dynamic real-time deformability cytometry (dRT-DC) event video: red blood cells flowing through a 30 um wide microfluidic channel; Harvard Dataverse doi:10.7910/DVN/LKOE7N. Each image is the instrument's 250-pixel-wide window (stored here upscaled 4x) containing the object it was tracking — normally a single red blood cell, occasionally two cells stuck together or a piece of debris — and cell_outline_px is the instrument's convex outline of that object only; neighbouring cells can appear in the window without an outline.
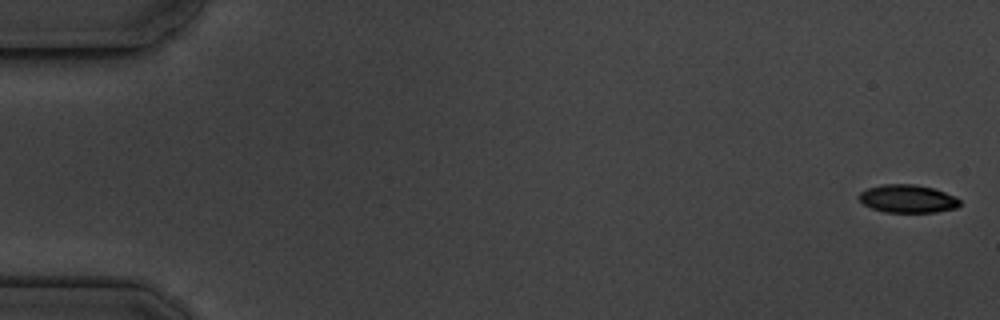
{"species": "common noctule bat (a hibernating species)", "species_latin": "Nyctalus noctula", "temperature_condition": "cold", "stored_images_in_passage": 17, "camera_frame_rate_fps": 3000, "um_per_image_px": 0.085, "animal": {"sex": "male", "body_mass_g": 19.5, "forearm_length_mm": 54.6}, "frame": {"image": 1, "passage_image": 1, "time_ms": 0.0, "image_size_px": [1000, 320], "cell_outline_px": [[960, 204], [956, 208], [936, 212], [884, 212], [872, 208], [864, 204], [856, 196], [860, 192], [868, 188], [880, 184], [916, 184], [932, 188], [956, 196], [960, 200]], "centroid_in_image_um": [77.14, 16.89], "position_along_channel_um": 7.9, "area_um2": 16.53}}
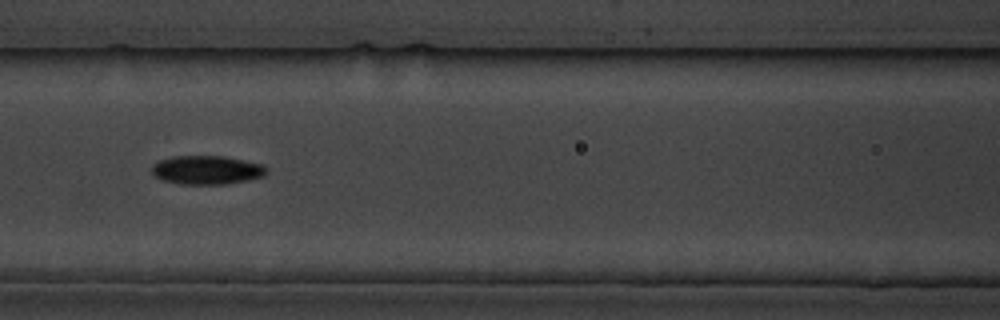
{"frame": {"image": 2, "passage_image": 8, "time_ms": 8.0, "image_size_px": [1000, 320], "cell_outline_px": [[268, 172], [264, 176], [248, 180], [224, 184], [180, 184], [164, 180], [156, 176], [152, 172], [152, 164], [160, 160], [172, 156], [224, 156], [264, 164], [268, 168]], "centroid_in_image_um": [17.62, 14.44], "position_along_channel_um": 149.0, "area_um2": 19.31}}
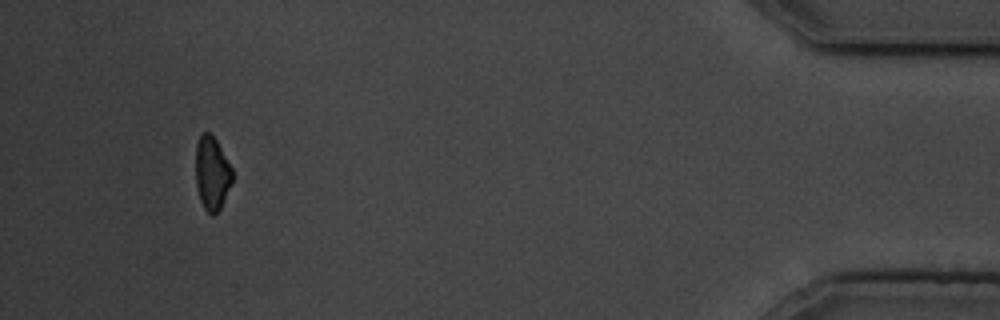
{"frame": {"image": 3, "passage_image": 16, "time_ms": 17.333, "image_size_px": [1000, 320], "cell_outline_px": [[232, 184], [220, 208], [212, 216], [204, 208], [200, 200], [196, 184], [196, 144], [200, 132], [208, 132], [216, 140], [232, 168]], "centroid_in_image_um": [18.01, 14.72], "position_along_channel_um": 417.2, "area_um2": 15.66}, "authors_computed_cell_mechanics": {"area_um2": 17.6868, "velocity_mm_per_s": 3.5845, "shape_relaxation_time_tau1_ms": 1.8693, "shape_relaxation_time_tau2_ms": 10.5581, "deformation_change_tau1": 0.1056, "deformation_change_tau2": 0.1327}}